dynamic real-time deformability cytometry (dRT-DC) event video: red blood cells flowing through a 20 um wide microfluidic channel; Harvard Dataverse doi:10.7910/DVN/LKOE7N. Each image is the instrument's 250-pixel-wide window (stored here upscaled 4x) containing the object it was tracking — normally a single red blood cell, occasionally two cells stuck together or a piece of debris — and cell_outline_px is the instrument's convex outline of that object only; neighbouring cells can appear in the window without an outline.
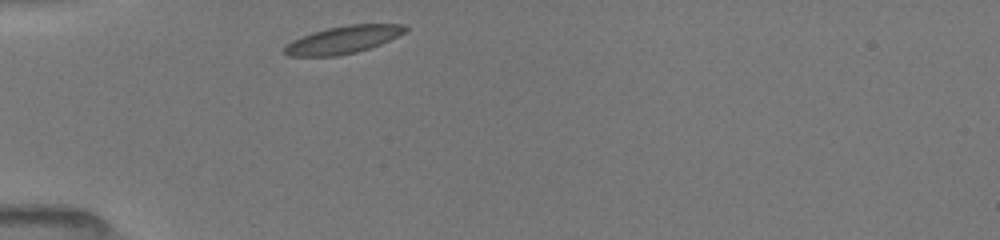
{"species": "common noctule bat (a hibernating species)", "species_latin": "Nyctalus noctula", "temperature_condition": "room temperature", "stored_images_in_passage": 1, "camera_frame_rate_fps": 3000, "um_per_image_px": 0.085, "animal": {"sex": "female", "body_mass_g": 19.5, "forearm_length_mm": 54.1}, "frame": {"image": 1, "passage_image": 1, "time_ms": 0.0, "image_size_px": [1000, 240], "cell_outline_px": [[408, 28], [404, 32], [380, 44], [356, 52], [336, 56], [288, 56], [284, 52], [284, 48], [292, 40], [300, 36], [312, 32], [328, 28], [348, 24], [404, 24]], "centroid_in_image_um": [29.13, 3.37], "position_along_channel_um": 55.9, "area_um2": 19.19}}